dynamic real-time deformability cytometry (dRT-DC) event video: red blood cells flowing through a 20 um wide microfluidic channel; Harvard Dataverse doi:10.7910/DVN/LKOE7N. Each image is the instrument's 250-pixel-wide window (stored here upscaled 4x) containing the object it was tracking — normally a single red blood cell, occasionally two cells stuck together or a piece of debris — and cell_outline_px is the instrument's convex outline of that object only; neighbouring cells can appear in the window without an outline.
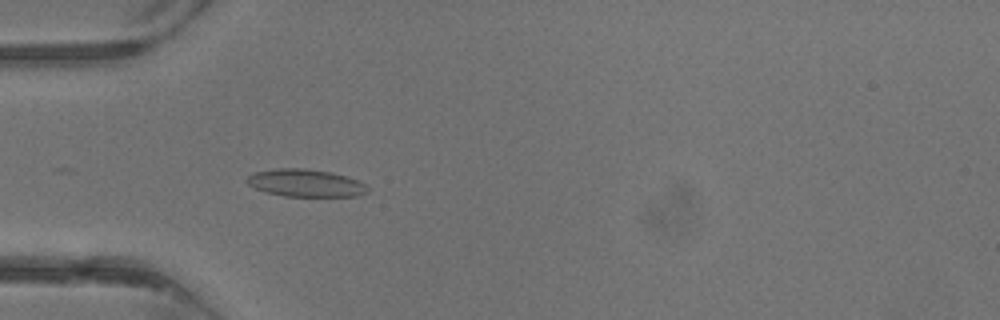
{"species": "common noctule bat (a hibernating species)", "species_latin": "Nyctalus noctula", "temperature_condition": "warm", "stored_images_in_passage": 4, "camera_frame_rate_fps": 3000, "um_per_image_px": 0.085, "animal": {"sex": "male", "body_mass_g": 13.3}, "frame": {"image": 1, "passage_image": 4, "time_ms": 3.333, "image_size_px": [1000, 320], "cell_outline_px": [[368, 192], [356, 196], [284, 196], [268, 192], [256, 188], [248, 184], [244, 180], [248, 176], [256, 172], [276, 168], [304, 168], [332, 172], [356, 180], [364, 184], [368, 188]], "centroid_in_image_um": [25.96, 15.55], "position_along_channel_um": 59.0, "area_um2": 19.13}}